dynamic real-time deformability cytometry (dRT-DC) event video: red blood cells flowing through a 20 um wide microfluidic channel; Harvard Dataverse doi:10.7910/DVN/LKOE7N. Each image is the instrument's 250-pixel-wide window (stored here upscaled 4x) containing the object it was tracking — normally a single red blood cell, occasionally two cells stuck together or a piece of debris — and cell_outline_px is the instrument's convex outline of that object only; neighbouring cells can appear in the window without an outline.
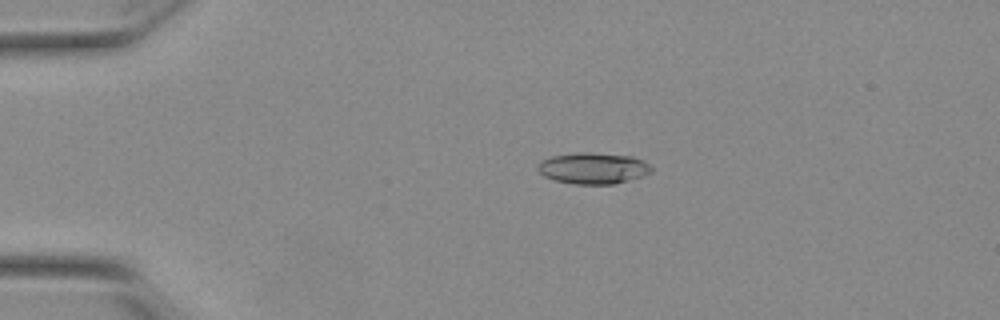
{"species": "Egyptian fruit bat (a non-hibernating species)", "species_latin": "Rousettus aegyptiacus", "temperature_condition": "warm", "stored_images_in_passage": 51, "camera_frame_rate_fps": 3000, "um_per_image_px": 0.085, "animal": {"sex": "female"}, "frame": {"image": 1, "passage_image": 9, "time_ms": 2.667, "image_size_px": [1000, 320], "cell_outline_px": [[652, 172], [628, 180], [612, 184], [576, 184], [556, 180], [544, 176], [536, 168], [540, 160], [552, 156], [576, 152], [592, 152], [632, 156], [648, 164], [652, 168]], "centroid_in_image_um": [50.38, 14.28], "position_along_channel_um": 34.6, "area_um2": 20.58}}
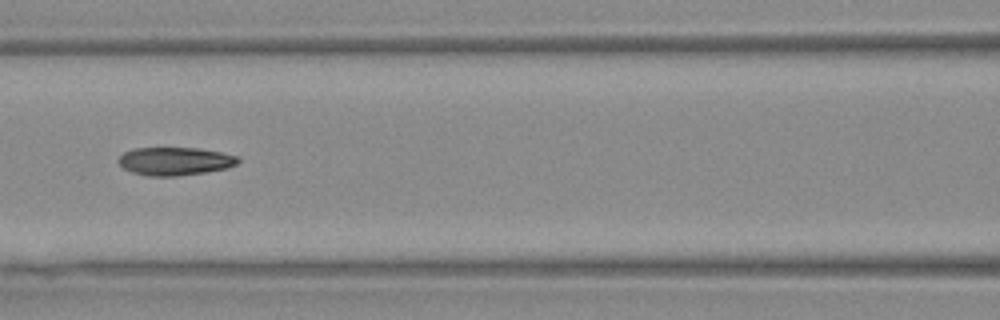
{"frame": {"image": 2, "passage_image": 22, "time_ms": 7.0, "image_size_px": [1000, 320], "cell_outline_px": [[240, 160], [236, 164], [228, 168], [204, 172], [176, 176], [148, 176], [132, 172], [124, 168], [116, 160], [124, 152], [132, 148], [196, 148], [220, 152], [236, 156]], "centroid_in_image_um": [14.84, 13.7], "position_along_channel_um": 151.8, "area_um2": 19.48}}
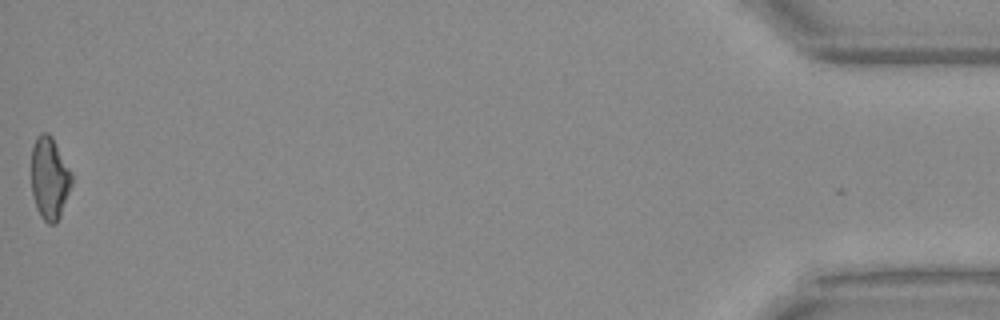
{"frame": {"image": 3, "passage_image": 51, "time_ms": 16.667, "image_size_px": [1000, 320], "cell_outline_px": [[72, 184], [60, 216], [56, 224], [48, 224], [40, 216], [36, 208], [32, 192], [32, 148], [36, 136], [40, 132], [48, 132], [52, 136], [72, 172]], "centroid_in_image_um": [4.21, 15.14], "position_along_channel_um": 431.0, "area_um2": 19.54}, "authors_computed_cell_mechanics": {"area_um2": 19.8254, "velocity_mm_per_s": 3.8568, "shape_relaxation_time_tau1_ms": null, "shape_relaxation_time_tau2_ms": 1.7913, "deformation_change_tau1": null, "deformation_change_tau2": 0.0808}}